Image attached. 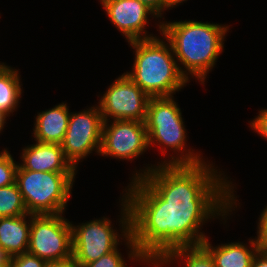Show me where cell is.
Returning a JSON list of instances; mask_svg holds the SVG:
<instances>
[{
	"mask_svg": "<svg viewBox=\"0 0 267 267\" xmlns=\"http://www.w3.org/2000/svg\"><path fill=\"white\" fill-rule=\"evenodd\" d=\"M152 165L136 171L123 191L130 235L150 267L174 249L200 246L207 238L202 225L228 219L240 204L233 182L213 163Z\"/></svg>",
	"mask_w": 267,
	"mask_h": 267,
	"instance_id": "obj_1",
	"label": "cell"
},
{
	"mask_svg": "<svg viewBox=\"0 0 267 267\" xmlns=\"http://www.w3.org/2000/svg\"><path fill=\"white\" fill-rule=\"evenodd\" d=\"M158 26L159 33L173 48L182 75L188 82L192 76L204 85L207 74L224 50L225 36L230 26L195 20L159 21ZM181 64L183 67H180Z\"/></svg>",
	"mask_w": 267,
	"mask_h": 267,
	"instance_id": "obj_2",
	"label": "cell"
},
{
	"mask_svg": "<svg viewBox=\"0 0 267 267\" xmlns=\"http://www.w3.org/2000/svg\"><path fill=\"white\" fill-rule=\"evenodd\" d=\"M162 38L128 42L135 49V59L131 72L125 74L149 97L173 96L189 83L179 70L170 42Z\"/></svg>",
	"mask_w": 267,
	"mask_h": 267,
	"instance_id": "obj_3",
	"label": "cell"
},
{
	"mask_svg": "<svg viewBox=\"0 0 267 267\" xmlns=\"http://www.w3.org/2000/svg\"><path fill=\"white\" fill-rule=\"evenodd\" d=\"M120 198H122V207L120 208L119 225L120 229H122L120 230L122 234H119L118 230L113 228L112 221L106 217L94 219L77 226L71 222L72 259L77 266H84L112 252L120 244L121 237H123L125 245L130 250L128 252L129 259L139 261V263H144V265L149 264L138 252L130 235L129 206L123 196Z\"/></svg>",
	"mask_w": 267,
	"mask_h": 267,
	"instance_id": "obj_4",
	"label": "cell"
},
{
	"mask_svg": "<svg viewBox=\"0 0 267 267\" xmlns=\"http://www.w3.org/2000/svg\"><path fill=\"white\" fill-rule=\"evenodd\" d=\"M183 120L173 96L150 97L145 119L149 147L157 144L162 154L168 151L165 148L174 153L170 159H163L157 165H194L205 161L202 155L193 152L195 150L185 149L188 136Z\"/></svg>",
	"mask_w": 267,
	"mask_h": 267,
	"instance_id": "obj_5",
	"label": "cell"
},
{
	"mask_svg": "<svg viewBox=\"0 0 267 267\" xmlns=\"http://www.w3.org/2000/svg\"><path fill=\"white\" fill-rule=\"evenodd\" d=\"M76 174L17 169L15 182L28 214H62Z\"/></svg>",
	"mask_w": 267,
	"mask_h": 267,
	"instance_id": "obj_6",
	"label": "cell"
},
{
	"mask_svg": "<svg viewBox=\"0 0 267 267\" xmlns=\"http://www.w3.org/2000/svg\"><path fill=\"white\" fill-rule=\"evenodd\" d=\"M27 252L46 262L72 259L71 222L62 214H31Z\"/></svg>",
	"mask_w": 267,
	"mask_h": 267,
	"instance_id": "obj_7",
	"label": "cell"
},
{
	"mask_svg": "<svg viewBox=\"0 0 267 267\" xmlns=\"http://www.w3.org/2000/svg\"><path fill=\"white\" fill-rule=\"evenodd\" d=\"M103 122L98 105L70 113L61 147L75 169L82 162L81 159H85L92 151L100 154Z\"/></svg>",
	"mask_w": 267,
	"mask_h": 267,
	"instance_id": "obj_8",
	"label": "cell"
},
{
	"mask_svg": "<svg viewBox=\"0 0 267 267\" xmlns=\"http://www.w3.org/2000/svg\"><path fill=\"white\" fill-rule=\"evenodd\" d=\"M115 80L98 102L103 121L145 122L150 97L125 73Z\"/></svg>",
	"mask_w": 267,
	"mask_h": 267,
	"instance_id": "obj_9",
	"label": "cell"
},
{
	"mask_svg": "<svg viewBox=\"0 0 267 267\" xmlns=\"http://www.w3.org/2000/svg\"><path fill=\"white\" fill-rule=\"evenodd\" d=\"M110 122V124L108 123ZM149 148L145 122L135 120L104 121L100 154L119 160L136 159Z\"/></svg>",
	"mask_w": 267,
	"mask_h": 267,
	"instance_id": "obj_10",
	"label": "cell"
},
{
	"mask_svg": "<svg viewBox=\"0 0 267 267\" xmlns=\"http://www.w3.org/2000/svg\"><path fill=\"white\" fill-rule=\"evenodd\" d=\"M108 18L128 42L157 36L145 30L150 15L159 18L146 4L138 0H100ZM143 34V35H142Z\"/></svg>",
	"mask_w": 267,
	"mask_h": 267,
	"instance_id": "obj_11",
	"label": "cell"
},
{
	"mask_svg": "<svg viewBox=\"0 0 267 267\" xmlns=\"http://www.w3.org/2000/svg\"><path fill=\"white\" fill-rule=\"evenodd\" d=\"M22 163L17 169L37 172L77 173L76 169L66 159L61 144L42 143L36 141L23 148Z\"/></svg>",
	"mask_w": 267,
	"mask_h": 267,
	"instance_id": "obj_12",
	"label": "cell"
},
{
	"mask_svg": "<svg viewBox=\"0 0 267 267\" xmlns=\"http://www.w3.org/2000/svg\"><path fill=\"white\" fill-rule=\"evenodd\" d=\"M68 108L67 104L62 102L51 109L37 113L33 128L35 141L61 144L71 113Z\"/></svg>",
	"mask_w": 267,
	"mask_h": 267,
	"instance_id": "obj_13",
	"label": "cell"
},
{
	"mask_svg": "<svg viewBox=\"0 0 267 267\" xmlns=\"http://www.w3.org/2000/svg\"><path fill=\"white\" fill-rule=\"evenodd\" d=\"M209 241L208 238L204 239L201 246L210 254L215 267H251L253 258L260 249L256 238L249 239L251 247L243 242H229L214 247Z\"/></svg>",
	"mask_w": 267,
	"mask_h": 267,
	"instance_id": "obj_14",
	"label": "cell"
},
{
	"mask_svg": "<svg viewBox=\"0 0 267 267\" xmlns=\"http://www.w3.org/2000/svg\"><path fill=\"white\" fill-rule=\"evenodd\" d=\"M30 226L31 214L0 218V246L11 258L27 252Z\"/></svg>",
	"mask_w": 267,
	"mask_h": 267,
	"instance_id": "obj_15",
	"label": "cell"
},
{
	"mask_svg": "<svg viewBox=\"0 0 267 267\" xmlns=\"http://www.w3.org/2000/svg\"><path fill=\"white\" fill-rule=\"evenodd\" d=\"M19 71L8 65L0 66V109L9 114L16 111L22 97Z\"/></svg>",
	"mask_w": 267,
	"mask_h": 267,
	"instance_id": "obj_16",
	"label": "cell"
},
{
	"mask_svg": "<svg viewBox=\"0 0 267 267\" xmlns=\"http://www.w3.org/2000/svg\"><path fill=\"white\" fill-rule=\"evenodd\" d=\"M173 260H184V267H215L212 257L201 245L174 249L165 254L153 267L173 263Z\"/></svg>",
	"mask_w": 267,
	"mask_h": 267,
	"instance_id": "obj_17",
	"label": "cell"
},
{
	"mask_svg": "<svg viewBox=\"0 0 267 267\" xmlns=\"http://www.w3.org/2000/svg\"><path fill=\"white\" fill-rule=\"evenodd\" d=\"M28 214L19 188L15 183L0 187V218Z\"/></svg>",
	"mask_w": 267,
	"mask_h": 267,
	"instance_id": "obj_18",
	"label": "cell"
},
{
	"mask_svg": "<svg viewBox=\"0 0 267 267\" xmlns=\"http://www.w3.org/2000/svg\"><path fill=\"white\" fill-rule=\"evenodd\" d=\"M18 163L9 151L0 159V187L15 183Z\"/></svg>",
	"mask_w": 267,
	"mask_h": 267,
	"instance_id": "obj_19",
	"label": "cell"
},
{
	"mask_svg": "<svg viewBox=\"0 0 267 267\" xmlns=\"http://www.w3.org/2000/svg\"><path fill=\"white\" fill-rule=\"evenodd\" d=\"M118 247L112 252L101 256L98 260L77 267H128Z\"/></svg>",
	"mask_w": 267,
	"mask_h": 267,
	"instance_id": "obj_20",
	"label": "cell"
},
{
	"mask_svg": "<svg viewBox=\"0 0 267 267\" xmlns=\"http://www.w3.org/2000/svg\"><path fill=\"white\" fill-rule=\"evenodd\" d=\"M45 264L46 261L26 252L12 257L9 267H44Z\"/></svg>",
	"mask_w": 267,
	"mask_h": 267,
	"instance_id": "obj_21",
	"label": "cell"
},
{
	"mask_svg": "<svg viewBox=\"0 0 267 267\" xmlns=\"http://www.w3.org/2000/svg\"><path fill=\"white\" fill-rule=\"evenodd\" d=\"M258 219L256 241L261 250H267V206L263 209Z\"/></svg>",
	"mask_w": 267,
	"mask_h": 267,
	"instance_id": "obj_22",
	"label": "cell"
},
{
	"mask_svg": "<svg viewBox=\"0 0 267 267\" xmlns=\"http://www.w3.org/2000/svg\"><path fill=\"white\" fill-rule=\"evenodd\" d=\"M258 113V116L250 121V128L267 140V109H263Z\"/></svg>",
	"mask_w": 267,
	"mask_h": 267,
	"instance_id": "obj_23",
	"label": "cell"
},
{
	"mask_svg": "<svg viewBox=\"0 0 267 267\" xmlns=\"http://www.w3.org/2000/svg\"><path fill=\"white\" fill-rule=\"evenodd\" d=\"M138 1L146 4L157 14L158 17L163 18L162 14H164V0H138Z\"/></svg>",
	"mask_w": 267,
	"mask_h": 267,
	"instance_id": "obj_24",
	"label": "cell"
},
{
	"mask_svg": "<svg viewBox=\"0 0 267 267\" xmlns=\"http://www.w3.org/2000/svg\"><path fill=\"white\" fill-rule=\"evenodd\" d=\"M251 267H267V250H258L253 258Z\"/></svg>",
	"mask_w": 267,
	"mask_h": 267,
	"instance_id": "obj_25",
	"label": "cell"
},
{
	"mask_svg": "<svg viewBox=\"0 0 267 267\" xmlns=\"http://www.w3.org/2000/svg\"><path fill=\"white\" fill-rule=\"evenodd\" d=\"M44 267H77L73 259L46 262Z\"/></svg>",
	"mask_w": 267,
	"mask_h": 267,
	"instance_id": "obj_26",
	"label": "cell"
},
{
	"mask_svg": "<svg viewBox=\"0 0 267 267\" xmlns=\"http://www.w3.org/2000/svg\"><path fill=\"white\" fill-rule=\"evenodd\" d=\"M185 1L187 0H164V10L175 8L178 4L180 5Z\"/></svg>",
	"mask_w": 267,
	"mask_h": 267,
	"instance_id": "obj_27",
	"label": "cell"
},
{
	"mask_svg": "<svg viewBox=\"0 0 267 267\" xmlns=\"http://www.w3.org/2000/svg\"><path fill=\"white\" fill-rule=\"evenodd\" d=\"M11 257L7 252L0 246V264H10Z\"/></svg>",
	"mask_w": 267,
	"mask_h": 267,
	"instance_id": "obj_28",
	"label": "cell"
},
{
	"mask_svg": "<svg viewBox=\"0 0 267 267\" xmlns=\"http://www.w3.org/2000/svg\"><path fill=\"white\" fill-rule=\"evenodd\" d=\"M7 117L9 116L0 109V133L4 129Z\"/></svg>",
	"mask_w": 267,
	"mask_h": 267,
	"instance_id": "obj_29",
	"label": "cell"
},
{
	"mask_svg": "<svg viewBox=\"0 0 267 267\" xmlns=\"http://www.w3.org/2000/svg\"><path fill=\"white\" fill-rule=\"evenodd\" d=\"M0 152V159L7 153V149L1 150Z\"/></svg>",
	"mask_w": 267,
	"mask_h": 267,
	"instance_id": "obj_30",
	"label": "cell"
},
{
	"mask_svg": "<svg viewBox=\"0 0 267 267\" xmlns=\"http://www.w3.org/2000/svg\"><path fill=\"white\" fill-rule=\"evenodd\" d=\"M0 267H9V264H0Z\"/></svg>",
	"mask_w": 267,
	"mask_h": 267,
	"instance_id": "obj_31",
	"label": "cell"
}]
</instances>
